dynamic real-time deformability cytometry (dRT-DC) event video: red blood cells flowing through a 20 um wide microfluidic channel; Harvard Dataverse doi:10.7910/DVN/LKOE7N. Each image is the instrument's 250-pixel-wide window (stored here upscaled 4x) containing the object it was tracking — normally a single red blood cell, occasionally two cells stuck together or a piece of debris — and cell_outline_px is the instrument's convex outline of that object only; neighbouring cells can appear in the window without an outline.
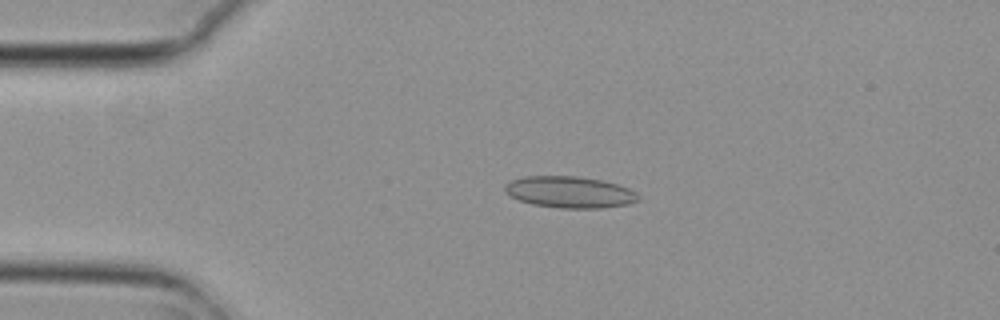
{"species": "common noctule bat (a hibernating species)", "species_latin": "Nyctalus noctula", "temperature_condition": "cold", "stored_images_in_passage": 5, "camera_frame_rate_fps": 3000, "um_per_image_px": 0.085, "animal": {"sex": "female", "body_mass_g": 29.2, "forearm_length_mm": 56.3}, "frame": {"image": 1, "passage_image": 4, "time_ms": 1.0, "image_size_px": [1000, 320], "cell_outline_px": [[640, 200], [628, 204], [600, 208], [560, 208], [532, 204], [520, 200], [504, 192], [504, 184], [512, 180], [524, 176], [576, 176], [600, 180], [616, 184], [628, 188], [636, 192], [640, 196]], "centroid_in_image_um": [48.42, 16.33], "position_along_channel_um": 36.6, "area_um2": 24.45}}